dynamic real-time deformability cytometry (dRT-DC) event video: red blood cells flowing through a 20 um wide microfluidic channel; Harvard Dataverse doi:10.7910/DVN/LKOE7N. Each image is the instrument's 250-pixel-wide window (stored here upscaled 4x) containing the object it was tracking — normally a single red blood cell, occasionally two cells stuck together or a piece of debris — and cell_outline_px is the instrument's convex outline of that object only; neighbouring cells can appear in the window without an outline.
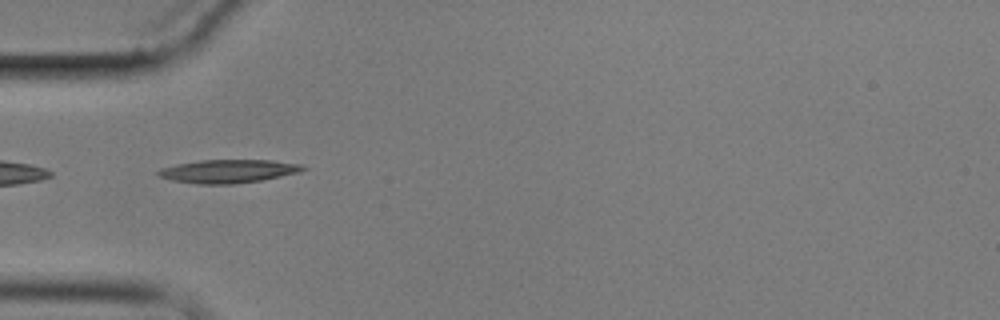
{"species": "common noctule bat (a hibernating species)", "species_latin": "Nyctalus noctula", "temperature_condition": "cold", "stored_images_in_passage": 2, "camera_frame_rate_fps": 3000, "um_per_image_px": 0.085, "animal": {"sex": "male", "body_mass_g": 17.9}, "frame": {"image": 1, "passage_image": 1, "time_ms": 0.0, "image_size_px": [1000, 320], "cell_outline_px": [[308, 168], [300, 172], [260, 180], [232, 184], [200, 184], [172, 180], [160, 176], [156, 172], [160, 168], [176, 164], [200, 160], [272, 160], [300, 164]], "centroid_in_image_um": [19.4, 14.54], "position_along_channel_um": 65.6, "area_um2": 19.54}}
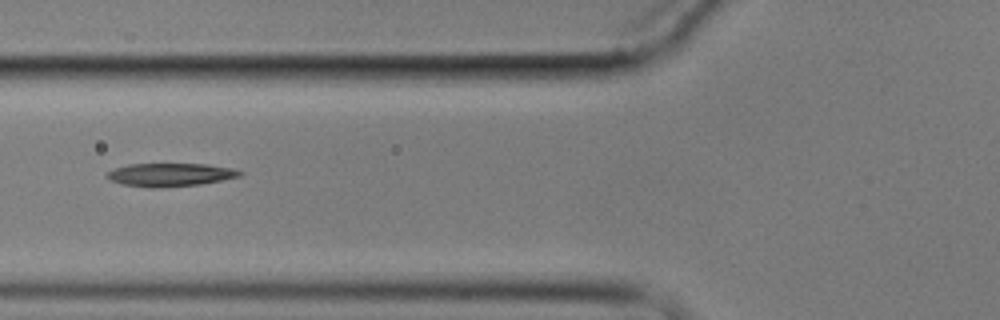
{"frame": {"image": 2, "passage_image": 2, "time_ms": 1.333, "image_size_px": [1000, 320], "cell_outline_px": [[244, 172], [240, 176], [200, 184], [156, 188], [152, 188], [120, 184], [108, 180], [104, 176], [108, 172], [116, 168], [128, 164], [208, 164], [232, 168]], "centroid_in_image_um": [14.42, 14.85], "position_along_channel_um": 111.4, "area_um2": 17.98}}